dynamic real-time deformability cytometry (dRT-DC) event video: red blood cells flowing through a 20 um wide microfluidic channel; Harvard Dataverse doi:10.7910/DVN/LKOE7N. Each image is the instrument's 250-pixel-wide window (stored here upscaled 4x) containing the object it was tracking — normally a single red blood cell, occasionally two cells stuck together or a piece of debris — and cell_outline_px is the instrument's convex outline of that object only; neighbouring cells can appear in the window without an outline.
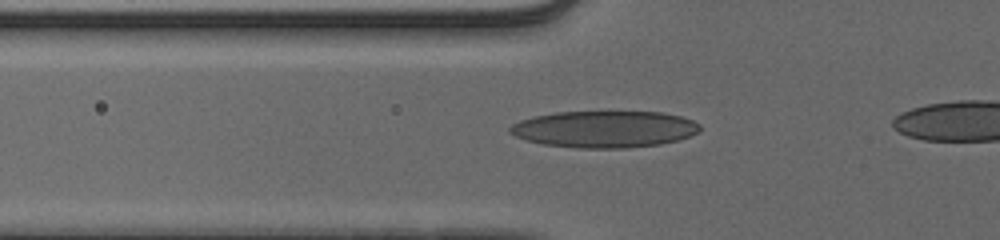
{"species": "human", "species_latin": "Homo sapiens", "temperature_condition": "cold", "stored_images_in_passage": 35, "camera_frame_rate_fps": 3000, "um_per_image_px": 0.085, "donor": {"sex": "male"}, "frame": {"image": 1, "passage_image": 7, "time_ms": 2.0, "image_size_px": [1000, 240], "cell_outline_px": [[700, 128], [696, 132], [688, 136], [676, 140], [660, 144], [624, 148], [580, 148], [544, 144], [528, 140], [516, 136], [508, 132], [508, 128], [512, 124], [520, 120], [532, 116], [556, 112], [664, 112], [680, 116], [692, 120], [700, 124]], "centroid_in_image_um": [51.34, 10.97], "position_along_channel_um": 74.5, "area_um2": 40.46}}
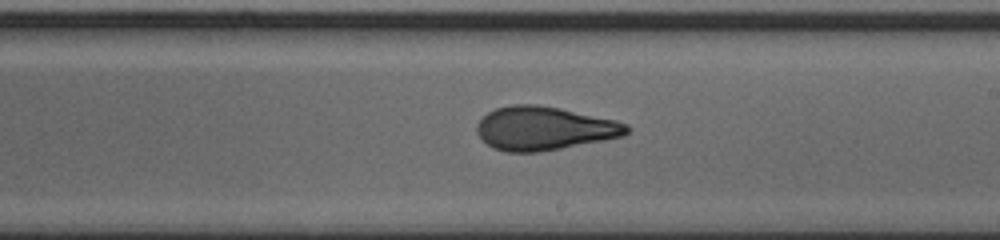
{"frame": {"image": 2, "passage_image": 20, "time_ms": 6.333, "image_size_px": [1000, 240], "cell_outline_px": [[632, 128], [624, 136], [604, 140], [540, 152], [504, 152], [492, 148], [476, 132], [476, 124], [488, 112], [496, 108], [512, 104], [536, 104], [560, 108], [616, 120], [628, 124]], "centroid_in_image_um": [46.27, 10.91], "position_along_channel_um": 242.7, "area_um2": 38.21}}
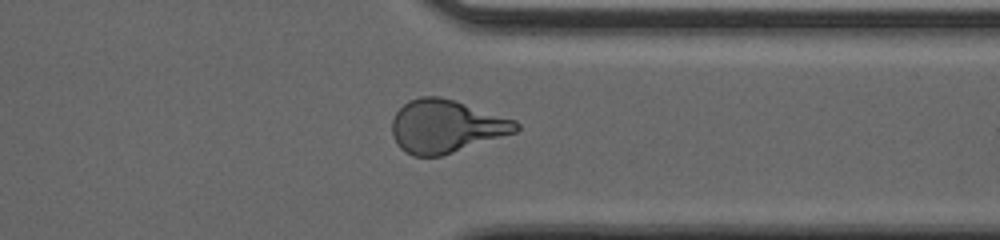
{"frame": {"image": 3, "passage_image": 30, "time_ms": 9.667, "image_size_px": [1000, 240], "cell_outline_px": [[520, 128], [516, 132], [440, 156], [412, 156], [404, 152], [400, 148], [392, 136], [392, 120], [396, 112], [408, 100], [420, 96], [440, 96], [516, 120], [520, 124]], "centroid_in_image_um": [37.88, 10.74], "position_along_channel_um": 373.5, "area_um2": 38.09}}